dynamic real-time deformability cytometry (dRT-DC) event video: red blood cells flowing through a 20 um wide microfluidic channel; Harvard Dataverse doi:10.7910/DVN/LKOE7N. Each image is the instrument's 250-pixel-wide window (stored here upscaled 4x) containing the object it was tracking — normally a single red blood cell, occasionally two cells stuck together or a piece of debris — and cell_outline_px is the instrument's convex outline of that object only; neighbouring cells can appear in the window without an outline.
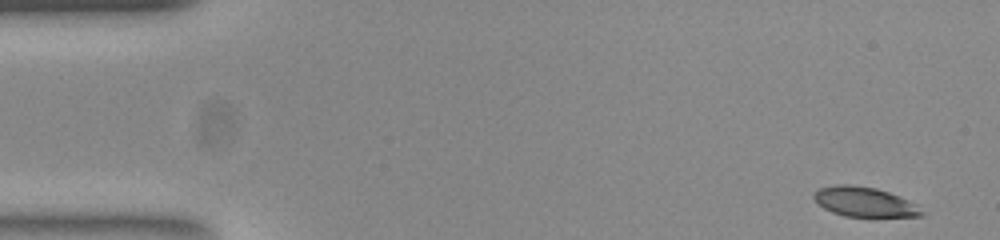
{"species": "common noctule bat (a hibernating species)", "species_latin": "Nyctalus noctula", "temperature_condition": "room temperature", "stored_images_in_passage": 51, "camera_frame_rate_fps": 3000, "um_per_image_px": 0.085, "animal": {"sex": "female", "body_mass_g": 23.0, "forearm_length_mm": 53.4}, "frame": {"image": 1, "passage_image": 1, "time_ms": 0.0, "image_size_px": [1000, 240], "cell_outline_px": [[924, 216], [844, 216], [832, 212], [824, 208], [812, 196], [820, 188], [836, 184], [852, 184], [876, 188], [900, 196], [916, 204], [924, 212]], "centroid_in_image_um": [73.49, 17.15], "position_along_channel_um": 11.5, "area_um2": 18.5}}
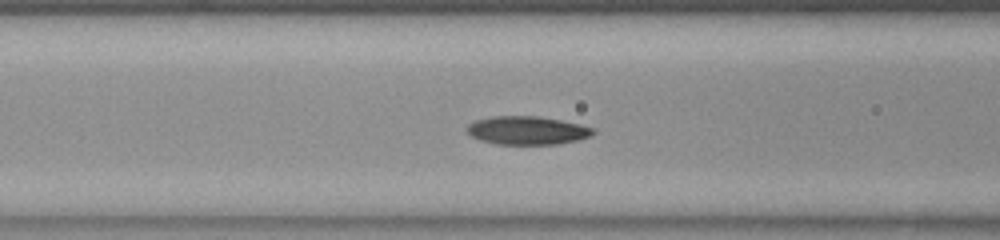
{"frame": {"image": 2, "passage_image": 19, "time_ms": 6.0, "image_size_px": [1000, 240], "cell_outline_px": [[596, 132], [592, 136], [580, 140], [560, 144], [496, 144], [480, 140], [472, 136], [468, 132], [468, 124], [476, 120], [492, 116], [540, 116], [580, 124], [596, 128]], "centroid_in_image_um": [44.89, 11.09], "position_along_channel_um": 121.7, "area_um2": 21.04}}
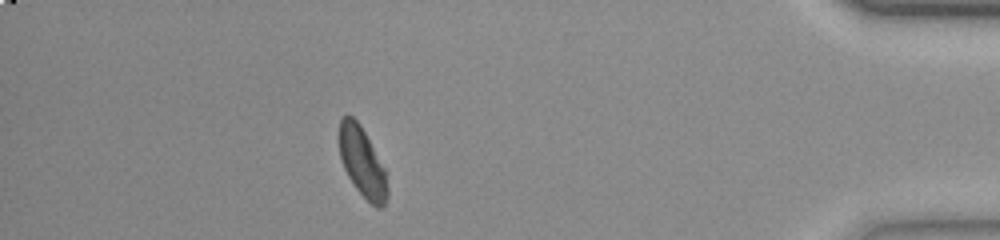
{"frame": {"image": 3, "passage_image": 45, "time_ms": 14.667, "image_size_px": [1000, 240], "cell_outline_px": [[388, 196], [384, 204], [380, 208], [376, 208], [356, 188], [348, 176], [344, 168], [340, 156], [340, 120], [348, 112], [360, 124], [384, 168], [388, 188]], "centroid_in_image_um": [30.79, 13.78], "position_along_channel_um": 404.4, "area_um2": 19.13}, "authors_computed_cell_mechanics": {"area_um2": 20.3456, "velocity_mm_per_s": 3.8535, "shape_relaxation_time_tau1_ms": 3.9339, "shape_relaxation_time_tau2_ms": 8.0999, "deformation_change_tau1": 0.1209, "deformation_change_tau2": 0.1226}}